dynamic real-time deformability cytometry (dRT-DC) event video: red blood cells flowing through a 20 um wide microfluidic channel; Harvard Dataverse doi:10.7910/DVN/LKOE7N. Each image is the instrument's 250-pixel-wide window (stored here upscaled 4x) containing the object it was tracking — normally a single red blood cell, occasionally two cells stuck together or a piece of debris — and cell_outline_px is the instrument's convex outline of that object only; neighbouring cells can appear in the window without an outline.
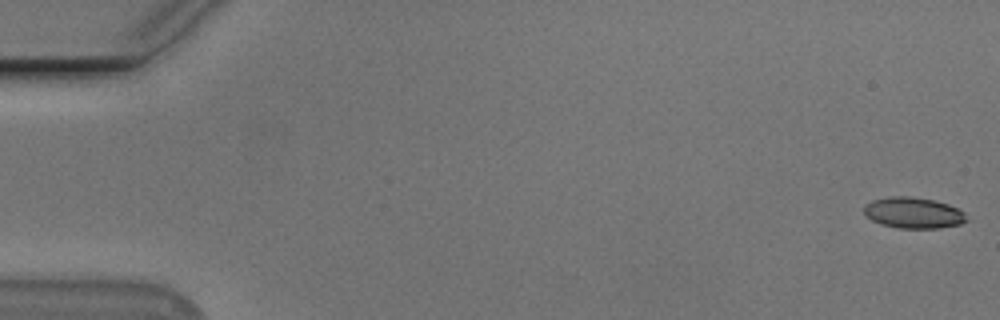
{"species": "Egyptian fruit bat (a non-hibernating species)", "species_latin": "Rousettus aegyptiacus", "temperature_condition": "cold", "stored_images_in_passage": 9, "camera_frame_rate_fps": 3000, "um_per_image_px": 0.085, "animal": {"sex": "male"}, "frame": {"image": 1, "passage_image": 1, "time_ms": 0.0, "image_size_px": [1000, 320], "cell_outline_px": [[968, 220], [960, 224], [940, 228], [900, 228], [880, 224], [872, 220], [864, 212], [864, 204], [872, 200], [888, 196], [912, 196], [932, 200], [948, 204], [964, 212]], "centroid_in_image_um": [77.62, 18.08], "position_along_channel_um": 7.4, "area_um2": 18.55}}